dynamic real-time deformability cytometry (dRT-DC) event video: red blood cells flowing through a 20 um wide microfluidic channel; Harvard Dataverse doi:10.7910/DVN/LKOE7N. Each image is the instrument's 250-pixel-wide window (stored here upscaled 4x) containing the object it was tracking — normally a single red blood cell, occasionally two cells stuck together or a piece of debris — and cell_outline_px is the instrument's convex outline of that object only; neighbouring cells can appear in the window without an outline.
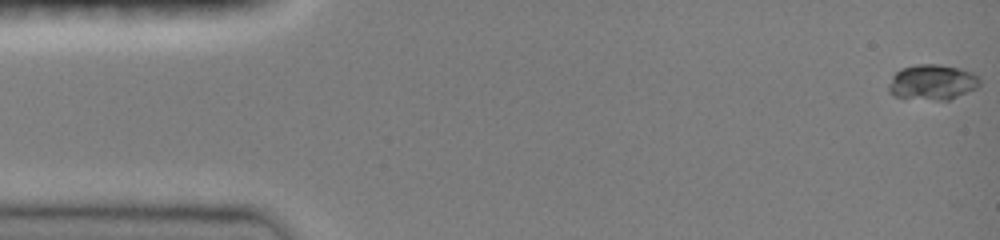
{"species": "common noctule bat (a hibernating species)", "species_latin": "Nyctalus noctula", "temperature_condition": "room temperature", "stored_images_in_passage": 47, "camera_frame_rate_fps": 3000, "um_per_image_px": 0.085, "animal": {"sex": "female", "body_mass_g": 19.0, "forearm_length_mm": 51.5}, "frame": {"image": 1, "passage_image": 1, "time_ms": 0.0, "image_size_px": [1000, 240], "cell_outline_px": [[980, 84], [976, 88], [948, 100], [936, 100], [892, 96], [888, 92], [888, 84], [892, 76], [900, 68], [916, 64], [940, 64], [960, 68], [972, 72], [980, 76]], "centroid_in_image_um": [79.24, 6.97], "position_along_channel_um": 5.8, "area_um2": 18.96}}
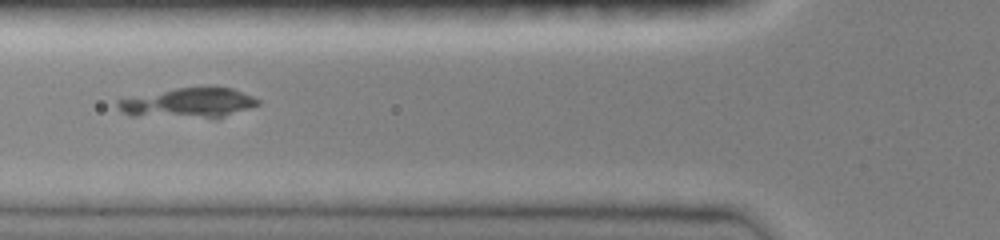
{"frame": {"image": 2, "passage_image": 18, "time_ms": 5.667, "image_size_px": [1000, 240], "cell_outline_px": [[260, 104], [216, 120], [128, 116], [116, 104], [116, 100], [176, 88], [232, 88], [252, 96], [260, 100]], "centroid_in_image_um": [16.03, 8.81], "position_along_channel_um": 109.8, "area_um2": 24.85}}
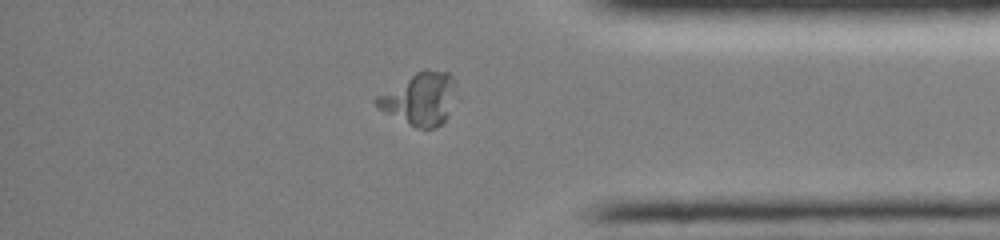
{"frame": {"image": 3, "passage_image": 40, "time_ms": 13.0, "image_size_px": [1000, 240], "cell_outline_px": [[452, 92], [444, 120], [436, 128], [420, 128], [408, 124], [376, 108], [372, 100], [376, 96], [416, 72], [424, 68], [428, 68], [448, 72], [452, 76]], "centroid_in_image_um": [35.57, 8.38], "position_along_channel_um": 399.6, "area_um2": 23.47}}